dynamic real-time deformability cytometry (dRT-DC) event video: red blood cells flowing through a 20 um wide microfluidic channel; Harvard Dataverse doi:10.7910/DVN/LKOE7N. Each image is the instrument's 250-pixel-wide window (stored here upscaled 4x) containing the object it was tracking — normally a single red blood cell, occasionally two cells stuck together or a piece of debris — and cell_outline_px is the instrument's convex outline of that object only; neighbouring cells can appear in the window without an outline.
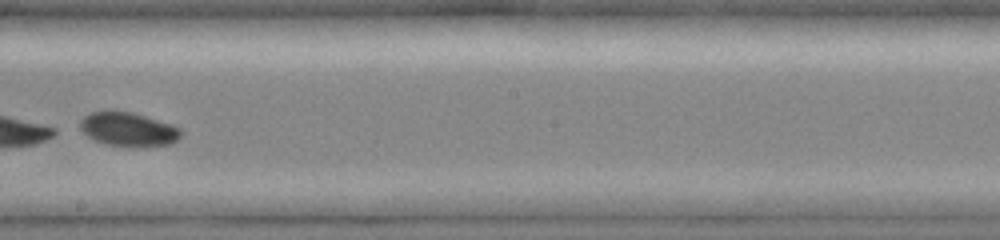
{"species": "common noctule bat (a hibernating species)", "species_latin": "Nyctalus noctula", "temperature_condition": "cold", "stored_images_in_passage": 32, "camera_frame_rate_fps": 3000, "um_per_image_px": 0.085, "animal": {"sex": "female", "body_mass_g": 19.0, "forearm_length_mm": 51.5}, "frame": {"image": 1, "passage_image": 24, "time_ms": 7.667, "image_size_px": [1000, 240], "cell_outline_px": [[180, 136], [176, 140], [168, 144], [128, 148], [108, 144], [96, 140], [88, 136], [80, 128], [80, 120], [84, 116], [92, 112], [132, 112], [172, 124], [180, 128]], "centroid_in_image_um": [10.91, 11.01], "position_along_channel_um": 237.3, "area_um2": 19.65}}